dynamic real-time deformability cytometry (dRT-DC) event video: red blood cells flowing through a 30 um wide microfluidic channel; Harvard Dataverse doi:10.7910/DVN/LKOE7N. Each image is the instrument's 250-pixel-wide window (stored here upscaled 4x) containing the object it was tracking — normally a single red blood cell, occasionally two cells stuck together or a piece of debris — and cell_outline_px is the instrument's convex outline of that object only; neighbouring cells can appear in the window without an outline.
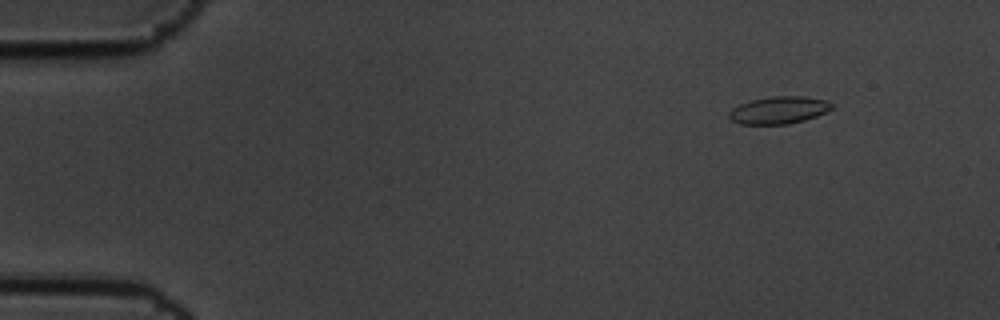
{"species": "common noctule bat (a hibernating species)", "species_latin": "Nyctalus noctula", "temperature_condition": "cold", "stored_images_in_passage": 5, "camera_frame_rate_fps": 3000, "um_per_image_px": 0.085, "animal": {"sex": "male", "body_mass_g": 19.5, "forearm_length_mm": 54.6}, "frame": {"image": 1, "passage_image": 2, "time_ms": 0.333, "image_size_px": [1000, 320], "cell_outline_px": [[832, 108], [816, 116], [804, 120], [788, 124], [740, 124], [732, 120], [728, 116], [728, 112], [732, 108], [740, 104], [752, 100], [772, 96], [804, 96], [828, 100], [832, 104]], "centroid_in_image_um": [66.19, 9.35], "position_along_channel_um": 18.8, "area_um2": 16.3}}
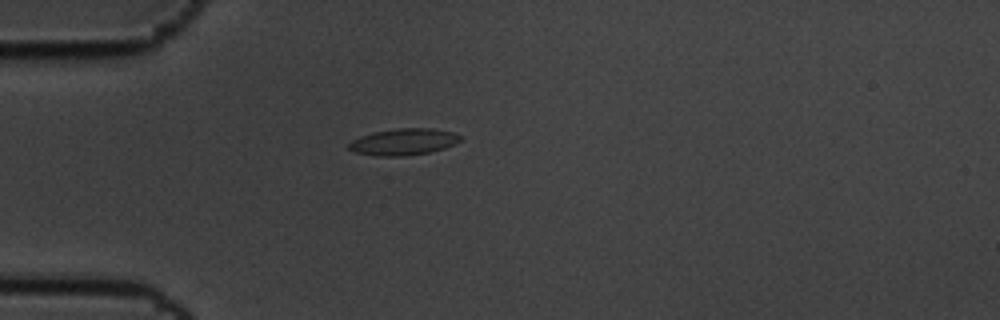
{"frame": {"image": 2, "passage_image": 5, "time_ms": 1.333, "image_size_px": [1000, 320], "cell_outline_px": [[460, 140], [444, 148], [428, 152], [404, 156], [376, 156], [352, 152], [348, 148], [348, 144], [352, 140], [360, 136], [372, 132], [400, 128], [432, 128], [452, 132], [460, 136]], "centroid_in_image_um": [34.23, 12.06], "position_along_channel_um": 50.8, "area_um2": 17.17}}